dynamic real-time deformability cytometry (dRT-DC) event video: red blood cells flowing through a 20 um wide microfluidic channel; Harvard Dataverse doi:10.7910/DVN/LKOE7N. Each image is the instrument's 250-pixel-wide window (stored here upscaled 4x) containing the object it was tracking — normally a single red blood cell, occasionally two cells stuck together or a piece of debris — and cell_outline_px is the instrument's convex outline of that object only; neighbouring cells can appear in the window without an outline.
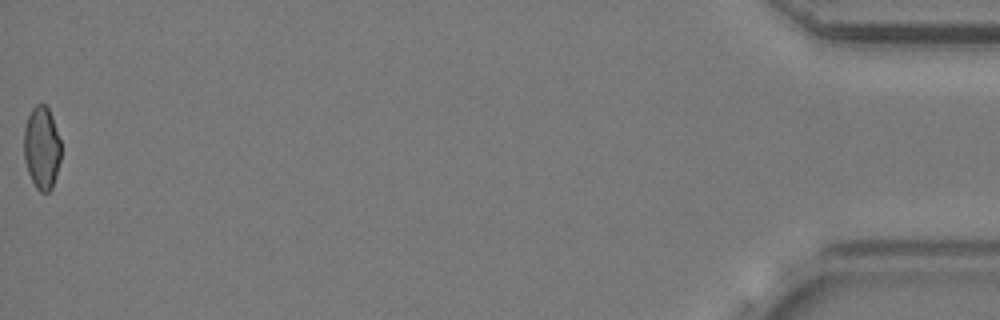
{"species": "common noctule bat (a hibernating species)", "species_latin": "Nyctalus noctula", "temperature_condition": "cold", "stored_images_in_passage": 40, "camera_frame_rate_fps": 3000, "um_per_image_px": 0.085, "animal": {"sex": "female", "body_mass_g": 24.6, "forearm_length_mm": 56.2}, "frame": {"image": 1, "passage_image": 40, "time_ms": 13.0, "image_size_px": [1000, 320], "cell_outline_px": [[60, 160], [52, 188], [48, 192], [40, 192], [36, 188], [28, 172], [24, 160], [24, 128], [28, 116], [32, 108], [36, 104], [44, 104], [48, 108], [52, 116], [60, 140]], "centroid_in_image_um": [3.54, 12.56], "position_along_channel_um": 431.7, "area_um2": 17.8}, "authors_computed_cell_mechanics": {"area_um2": 18.5827, "velocity_mm_per_s": 3.6931, "shape_relaxation_time_tau1_ms": null, "shape_relaxation_time_tau2_ms": 3.7891, "deformation_change_tau1": null, "deformation_change_tau2": 0.0893}}